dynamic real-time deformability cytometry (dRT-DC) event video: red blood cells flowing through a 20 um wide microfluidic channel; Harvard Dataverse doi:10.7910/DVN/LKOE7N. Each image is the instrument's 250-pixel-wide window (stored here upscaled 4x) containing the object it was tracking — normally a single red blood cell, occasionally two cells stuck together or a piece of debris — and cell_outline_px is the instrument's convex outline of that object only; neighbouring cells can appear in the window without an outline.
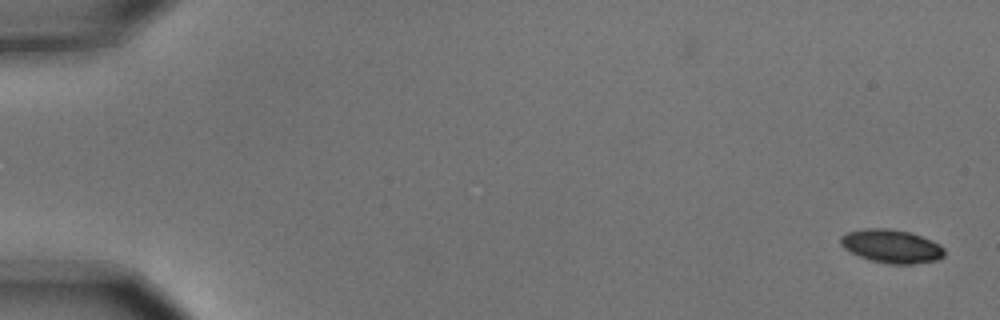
{"species": "common noctule bat (a hibernating species)", "species_latin": "Nyctalus noctula", "temperature_condition": "cold", "stored_images_in_passage": 5, "camera_frame_rate_fps": 3000, "um_per_image_px": 0.085, "animal": {"sex": "male", "body_mass_g": 15.6}, "frame": {"image": 1, "passage_image": 1, "time_ms": 0.0, "image_size_px": [1000, 320], "cell_outline_px": [[944, 256], [936, 260], [912, 264], [888, 264], [872, 260], [860, 256], [844, 248], [840, 244], [840, 236], [848, 232], [864, 228], [888, 228], [908, 232], [932, 240], [940, 244], [944, 248]], "centroid_in_image_um": [75.78, 20.92], "position_along_channel_um": 9.2, "area_um2": 20.11}}
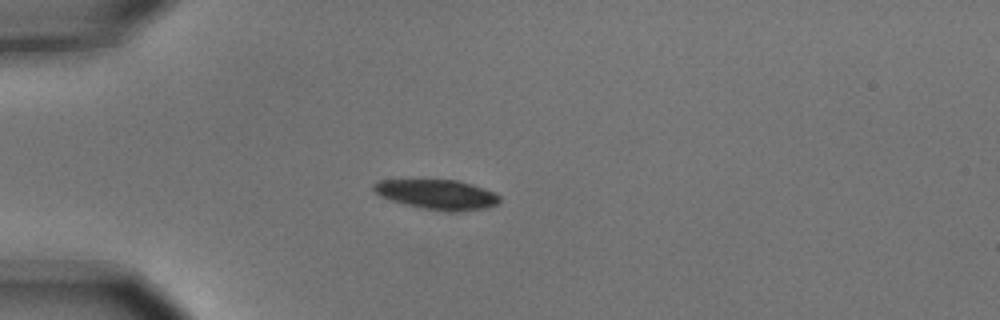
{"frame": {"image": 2, "passage_image": 5, "time_ms": 1.333, "image_size_px": [1000, 320], "cell_outline_px": [[500, 200], [496, 204], [484, 208], [456, 212], [448, 212], [424, 208], [404, 204], [380, 196], [372, 188], [372, 184], [380, 180], [456, 180], [472, 184], [484, 188], [500, 196]], "centroid_in_image_um": [37.15, 16.53], "position_along_channel_um": 47.9, "area_um2": 21.68}}